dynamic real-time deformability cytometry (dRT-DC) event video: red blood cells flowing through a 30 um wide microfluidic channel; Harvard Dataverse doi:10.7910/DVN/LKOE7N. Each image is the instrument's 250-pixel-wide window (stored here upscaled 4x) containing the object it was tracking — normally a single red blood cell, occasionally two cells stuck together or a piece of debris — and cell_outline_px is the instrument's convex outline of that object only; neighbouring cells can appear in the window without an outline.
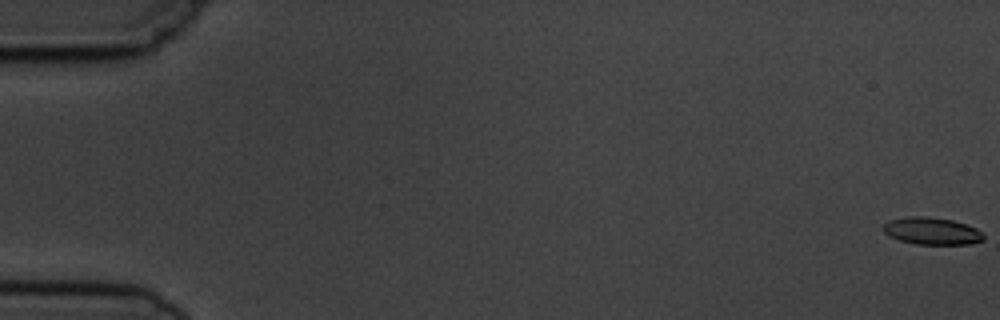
{"species": "common noctule bat (a hibernating species)", "species_latin": "Nyctalus noctula", "temperature_condition": "cold", "stored_images_in_passage": 9, "camera_frame_rate_fps": 3000, "um_per_image_px": 0.085, "animal": {"sex": "male", "body_mass_g": 19.5, "forearm_length_mm": 54.6}, "frame": {"image": 1, "passage_image": 1, "time_ms": 0.0, "image_size_px": [1000, 320], "cell_outline_px": [[984, 240], [972, 244], [916, 244], [900, 240], [888, 236], [880, 228], [888, 220], [908, 216], [928, 216], [952, 220], [976, 228], [984, 232]], "centroid_in_image_um": [79.19, 19.63], "position_along_channel_um": 5.8, "area_um2": 16.13}}
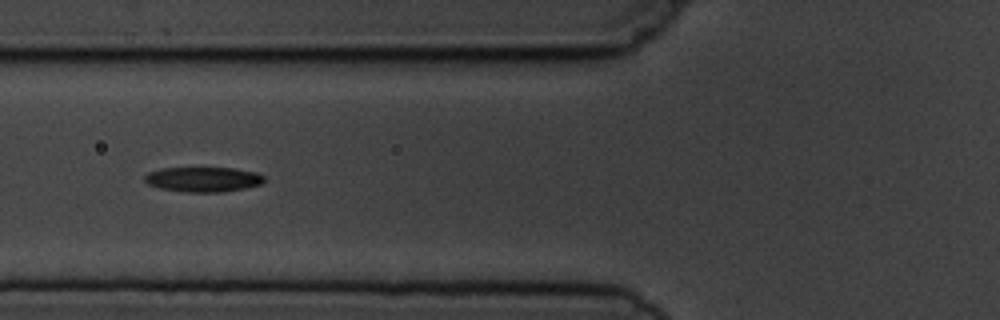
{"frame": {"image": 2, "passage_image": 7, "time_ms": 7.0, "image_size_px": [1000, 320], "cell_outline_px": [[264, 180], [260, 184], [244, 188], [224, 192], [184, 192], [160, 188], [148, 184], [144, 180], [144, 176], [148, 172], [164, 168], [236, 168], [256, 172], [264, 176]], "centroid_in_image_um": [17.26, 15.24], "position_along_channel_um": 108.5, "area_um2": 17.34}}
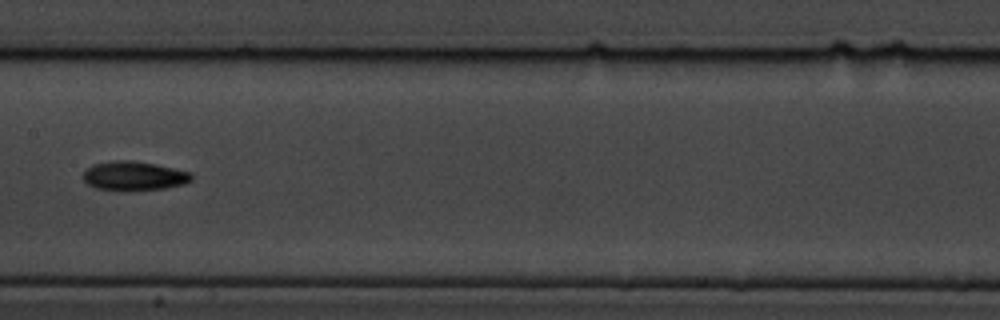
{"frame": {"image": 3, "passage_image": 9, "time_ms": 9.333, "image_size_px": [1000, 320], "cell_outline_px": [[192, 180], [184, 184], [164, 188], [96, 188], [88, 184], [84, 180], [84, 168], [92, 164], [112, 160], [132, 160], [156, 164], [188, 172], [192, 176]], "centroid_in_image_um": [11.36, 14.89], "position_along_channel_um": 196.0, "area_um2": 17.69}}